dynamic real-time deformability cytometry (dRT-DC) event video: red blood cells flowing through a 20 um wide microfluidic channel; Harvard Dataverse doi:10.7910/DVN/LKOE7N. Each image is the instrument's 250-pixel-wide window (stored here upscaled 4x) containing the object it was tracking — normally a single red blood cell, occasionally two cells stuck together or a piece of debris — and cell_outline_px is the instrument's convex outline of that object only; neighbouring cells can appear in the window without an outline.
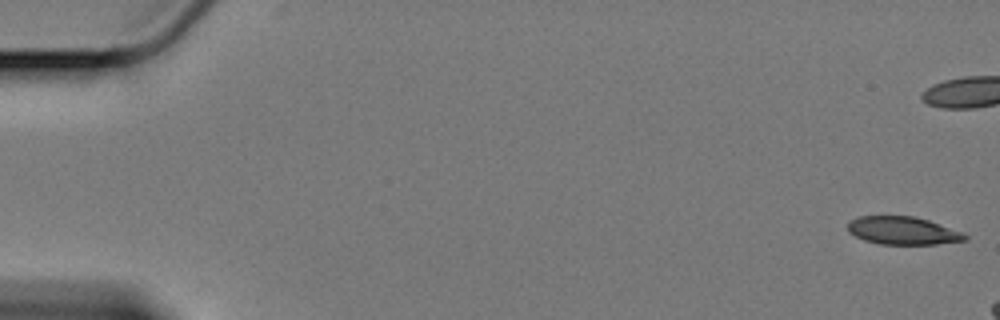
{"species": "Egyptian fruit bat (a non-hibernating species)", "species_latin": "Rousettus aegyptiacus", "temperature_condition": "cold", "stored_images_in_passage": 10, "camera_frame_rate_fps": 3000, "um_per_image_px": 0.085, "animal": {"sex": "female"}, "frame": {"image": 1, "passage_image": 1, "time_ms": 0.0, "image_size_px": [1000, 320], "cell_outline_px": [[968, 240], [936, 244], [880, 244], [864, 240], [848, 232], [848, 220], [860, 216], [916, 216], [964, 232], [968, 236]], "centroid_in_image_um": [76.75, 19.6], "position_along_channel_um": 8.2, "area_um2": 19.19}}